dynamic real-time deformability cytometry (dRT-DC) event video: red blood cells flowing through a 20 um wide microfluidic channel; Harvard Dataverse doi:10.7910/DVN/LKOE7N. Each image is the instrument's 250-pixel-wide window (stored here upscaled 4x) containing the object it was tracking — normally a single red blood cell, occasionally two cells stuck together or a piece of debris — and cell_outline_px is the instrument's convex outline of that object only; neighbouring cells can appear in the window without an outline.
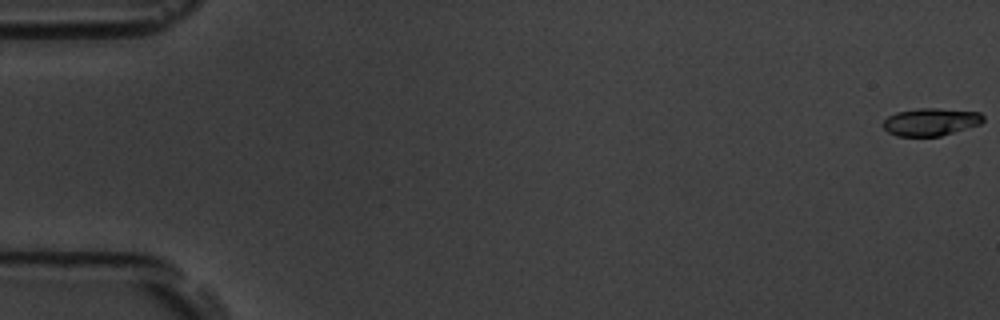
{"species": "common noctule bat (a hibernating species)", "species_latin": "Nyctalus noctula", "temperature_condition": "room temperature", "stored_images_in_passage": 55, "camera_frame_rate_fps": 3000, "um_per_image_px": 0.085, "animal": {"sex": "male", "body_mass_g": 19.5, "forearm_length_mm": 54.6}, "frame": {"image": 1, "passage_image": 1, "time_ms": 0.0, "image_size_px": [1000, 320], "cell_outline_px": [[984, 120], [980, 124], [940, 136], [896, 136], [888, 132], [880, 124], [888, 116], [896, 112], [920, 108], [936, 108], [980, 112], [984, 116]], "centroid_in_image_um": [79.08, 10.36], "position_along_channel_um": 5.9, "area_um2": 16.13}}
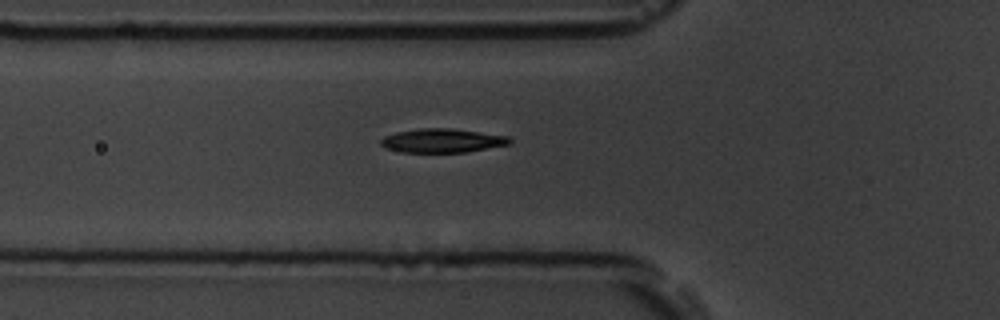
{"frame": {"image": 2, "passage_image": 20, "time_ms": 6.333, "image_size_px": [1000, 320], "cell_outline_px": [[512, 144], [464, 152], [404, 152], [384, 148], [380, 144], [380, 140], [384, 136], [396, 132], [420, 128], [452, 128], [508, 136], [512, 140]], "centroid_in_image_um": [37.59, 11.95], "position_along_channel_um": 88.2, "area_um2": 17.98}}
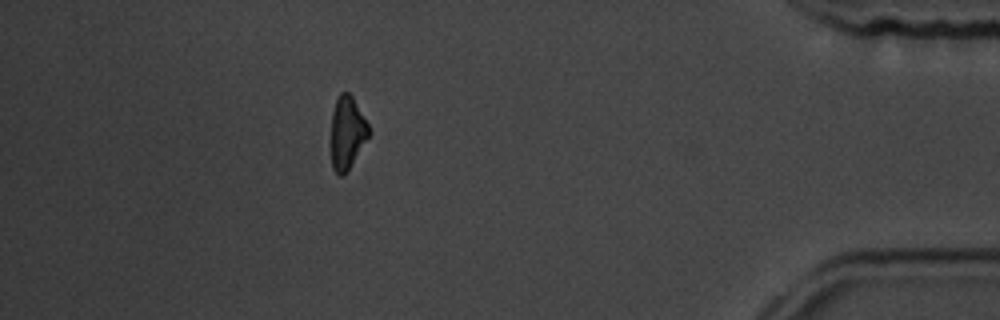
{"frame": {"image": 3, "passage_image": 49, "time_ms": 16.0, "image_size_px": [1000, 320], "cell_outline_px": [[372, 132], [344, 176], [340, 176], [332, 168], [332, 112], [336, 100], [340, 92], [348, 92], [352, 96], [368, 124]], "centroid_in_image_um": [29.52, 11.28], "position_along_channel_um": 405.7, "area_um2": 15.9}, "authors_computed_cell_mechanics": {"area_um2": 17.5134, "velocity_mm_per_s": 3.7907, "shape_relaxation_time_tau1_ms": 3.3554, "shape_relaxation_time_tau2_ms": 6.0243, "deformation_change_tau1": 0.1447, "deformation_change_tau2": 0.1273}}